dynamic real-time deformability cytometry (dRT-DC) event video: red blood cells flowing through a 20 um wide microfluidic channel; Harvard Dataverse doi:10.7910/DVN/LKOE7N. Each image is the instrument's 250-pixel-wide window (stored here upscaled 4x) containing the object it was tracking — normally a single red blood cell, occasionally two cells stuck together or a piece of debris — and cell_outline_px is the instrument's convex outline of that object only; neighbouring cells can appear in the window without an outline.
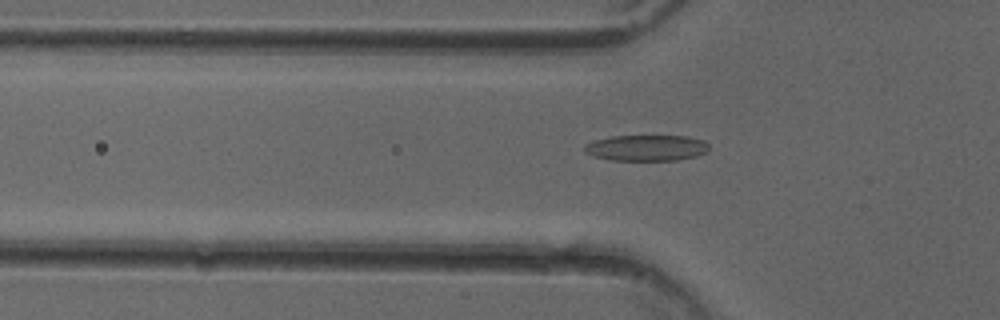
{"species": "common noctule bat (a hibernating species)", "species_latin": "Nyctalus noctula", "temperature_condition": "cold", "stored_images_in_passage": 51, "camera_frame_rate_fps": 3000, "um_per_image_px": 0.085, "animal": {"sex": "female"}, "frame": {"image": 1, "passage_image": 17, "time_ms": 5.333, "image_size_px": [1000, 320], "cell_outline_px": [[708, 152], [696, 156], [676, 160], [612, 160], [592, 156], [584, 152], [584, 144], [596, 140], [612, 136], [688, 136], [704, 140], [708, 144]], "centroid_in_image_um": [54.95, 12.57], "position_along_channel_um": 70.8, "area_um2": 18.9}}
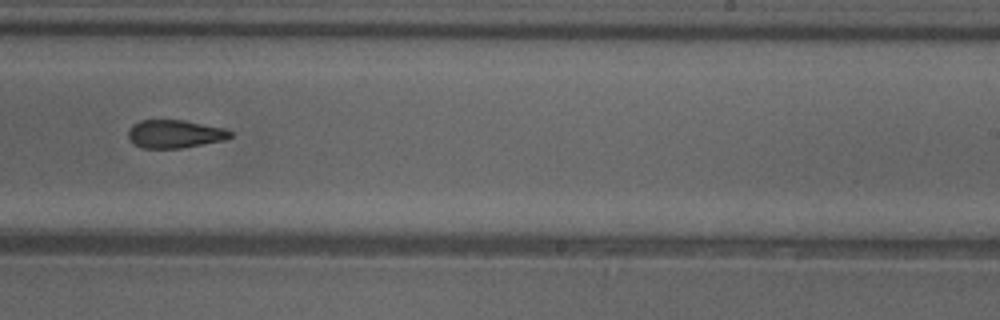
{"frame": {"image": 2, "passage_image": 32, "time_ms": 10.333, "image_size_px": [1000, 320], "cell_outline_px": [[232, 136], [224, 140], [180, 148], [140, 148], [128, 136], [128, 132], [132, 124], [140, 120], [184, 120], [224, 128], [232, 132]], "centroid_in_image_um": [14.86, 11.38], "position_along_channel_um": 274.1, "area_um2": 16.59}}
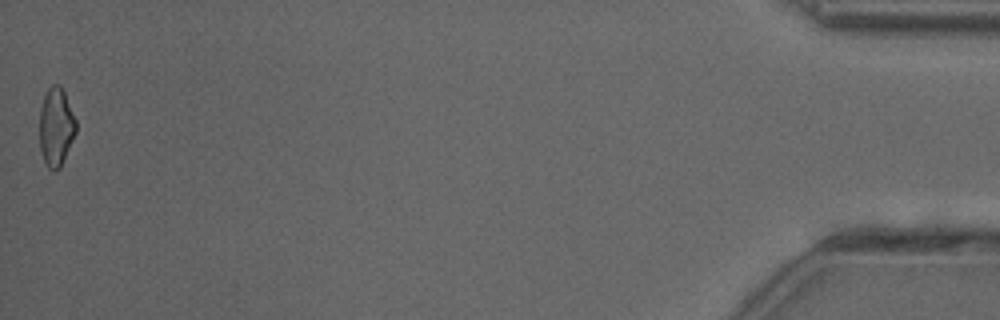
{"frame": {"image": 3, "passage_image": 51, "time_ms": 16.667, "image_size_px": [1000, 320], "cell_outline_px": [[76, 132], [60, 168], [52, 172], [44, 164], [40, 148], [40, 108], [44, 96], [48, 88], [52, 84], [60, 84], [64, 92], [76, 120]], "centroid_in_image_um": [4.75, 10.81], "position_along_channel_um": 430.4, "area_um2": 16.7}, "authors_computed_cell_mechanics": {"area_um2": 17.8024, "velocity_mm_per_s": 4.0443, "shape_relaxation_time_tau1_ms": null, "shape_relaxation_time_tau2_ms": 4.6828, "deformation_change_tau1": null, "deformation_change_tau2": 0.1439}}